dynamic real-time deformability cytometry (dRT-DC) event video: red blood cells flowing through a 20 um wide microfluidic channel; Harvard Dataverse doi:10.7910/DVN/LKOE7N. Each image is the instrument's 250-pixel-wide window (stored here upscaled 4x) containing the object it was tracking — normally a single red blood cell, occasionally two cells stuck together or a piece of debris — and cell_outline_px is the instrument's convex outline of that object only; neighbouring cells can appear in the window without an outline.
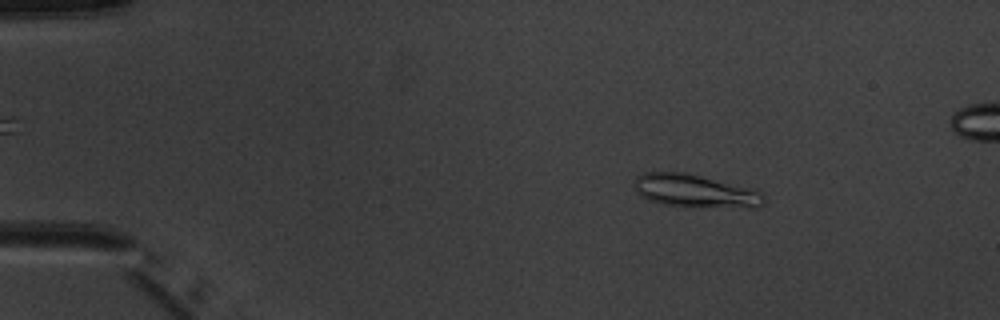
{"species": "common noctule bat (a hibernating species)", "species_latin": "Nyctalus noctula", "temperature_condition": "warm", "stored_images_in_passage": 4, "camera_frame_rate_fps": 3000, "um_per_image_px": 0.085, "animal": {"sex": "male", "body_mass_g": 20.1, "forearm_length_mm": 53.5}, "frame": {"image": 1, "passage_image": 1, "time_ms": 0.0, "image_size_px": [1000, 320], "cell_outline_px": [[764, 204], [756, 208], [748, 208], [660, 204], [648, 200], [640, 196], [636, 192], [636, 176], [644, 172], [684, 172], [756, 188], [764, 192]], "centroid_in_image_um": [59.16, 16.22], "position_along_channel_um": 25.8, "area_um2": 25.09}}